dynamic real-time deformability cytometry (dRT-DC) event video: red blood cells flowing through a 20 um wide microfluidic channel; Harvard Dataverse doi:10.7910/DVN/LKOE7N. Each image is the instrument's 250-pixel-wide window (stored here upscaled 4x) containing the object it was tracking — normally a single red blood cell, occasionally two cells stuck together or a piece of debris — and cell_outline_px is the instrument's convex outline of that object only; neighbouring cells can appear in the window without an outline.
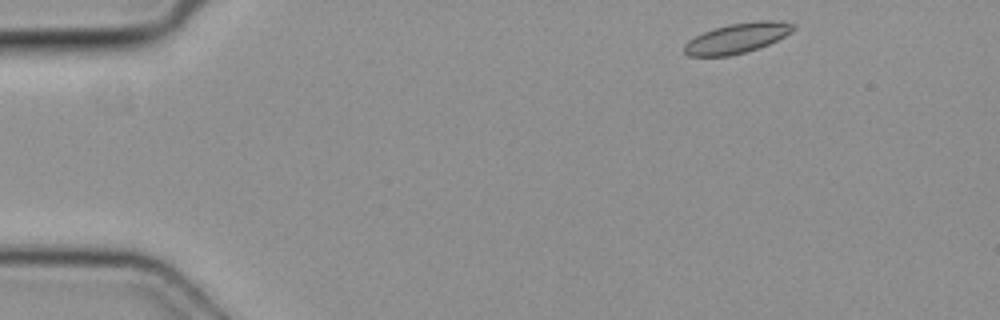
{"species": "common noctule bat (a hibernating species)", "species_latin": "Nyctalus noctula", "temperature_condition": "cold", "stored_images_in_passage": 3, "camera_frame_rate_fps": 3000, "um_per_image_px": 0.085, "animal": {"sex": "female", "body_mass_g": 19.3, "forearm_length_mm": 54.1}, "frame": {"image": 1, "passage_image": 1, "time_ms": 0.0, "image_size_px": [1000, 320], "cell_outline_px": [[796, 28], [792, 32], [768, 44], [744, 52], [728, 56], [688, 56], [684, 52], [684, 44], [688, 40], [704, 32], [728, 24], [756, 20], [780, 20], [796, 24]], "centroid_in_image_um": [62.68, 3.22], "position_along_channel_um": 22.3, "area_um2": 19.07}}